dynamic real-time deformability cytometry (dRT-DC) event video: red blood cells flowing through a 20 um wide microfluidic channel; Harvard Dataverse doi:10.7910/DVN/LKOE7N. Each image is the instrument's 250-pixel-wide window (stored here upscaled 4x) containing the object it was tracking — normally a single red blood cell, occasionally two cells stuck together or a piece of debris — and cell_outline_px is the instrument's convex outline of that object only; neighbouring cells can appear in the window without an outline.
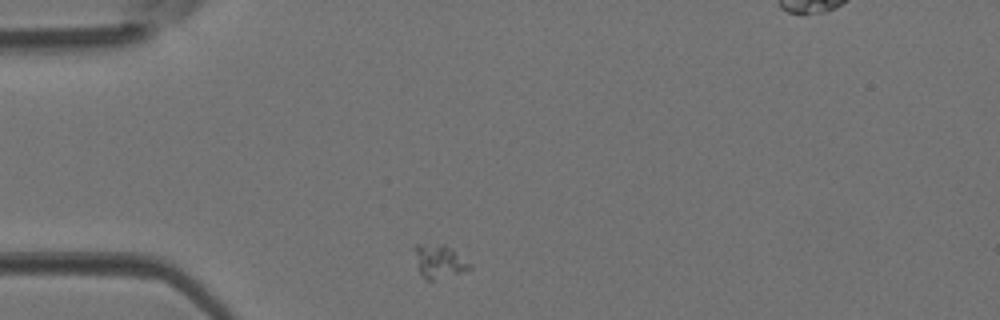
{"species": "Egyptian fruit bat (a non-hibernating species)", "species_latin": "Rousettus aegyptiacus", "temperature_condition": "room temperature", "stored_images_in_passage": 26, "camera_frame_rate_fps": 3000, "um_per_image_px": 0.085, "animal": {"sex": "female"}, "frame": {"image": 1, "passage_image": 1, "time_ms": 0.0, "image_size_px": [1000, 320], "cell_outline_px": [[472, 268], [460, 272], [432, 280], [428, 280], [420, 272], [416, 252], [416, 244], [444, 244], [452, 248], [472, 264]], "centroid_in_image_um": [37.39, 22.19], "position_along_channel_um": 47.6, "area_um2": 10.29}}
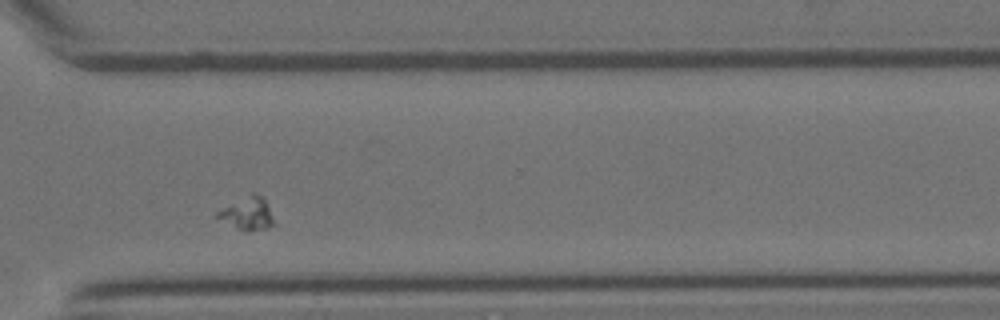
{"frame": {"image": 2, "passage_image": 23, "time_ms": 7.333, "image_size_px": [1000, 320], "cell_outline_px": [[276, 224], [268, 228], [248, 232], [236, 228], [216, 216], [216, 212], [252, 192], [256, 192], [264, 196]], "centroid_in_image_um": [21.1, 18.14], "position_along_channel_um": 349.5, "area_um2": 10.81}}